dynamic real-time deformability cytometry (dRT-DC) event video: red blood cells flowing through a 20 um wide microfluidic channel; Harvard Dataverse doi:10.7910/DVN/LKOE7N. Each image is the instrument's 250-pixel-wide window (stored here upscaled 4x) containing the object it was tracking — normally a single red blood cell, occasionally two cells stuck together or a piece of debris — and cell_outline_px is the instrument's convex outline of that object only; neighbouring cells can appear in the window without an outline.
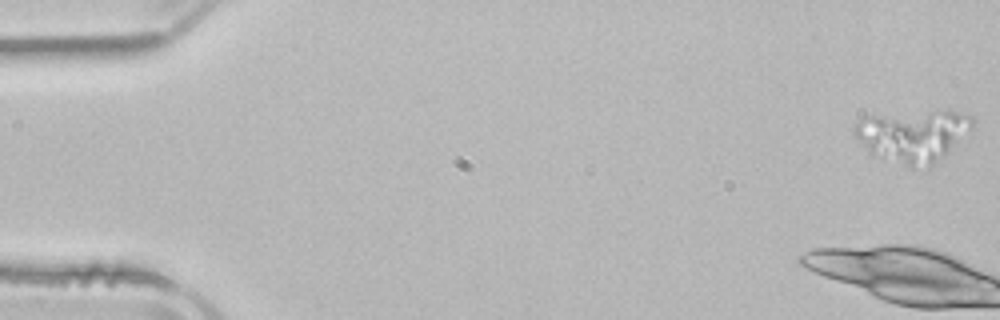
{"species": "common noctule bat (a hibernating species)", "species_latin": "Nyctalus noctula", "temperature_condition": "room temperature", "stored_images_in_passage": 15, "camera_frame_rate_fps": 3000, "um_per_image_px": 0.085, "animal": {"sex": "male", "body_mass_g": 21.5, "forearm_length_mm": 52.0}, "frame": {"image": 1, "passage_image": 1, "time_ms": 0.0, "image_size_px": [1000, 320], "cell_outline_px": [[976, 120], [972, 128], [944, 156], [932, 164], [912, 168], [884, 160], [868, 152], [852, 132], [852, 128], [860, 120], [868, 116], [932, 112], [956, 112], [972, 116]], "centroid_in_image_um": [77.58, 11.56], "position_along_channel_um": 7.4, "area_um2": 35.08}}